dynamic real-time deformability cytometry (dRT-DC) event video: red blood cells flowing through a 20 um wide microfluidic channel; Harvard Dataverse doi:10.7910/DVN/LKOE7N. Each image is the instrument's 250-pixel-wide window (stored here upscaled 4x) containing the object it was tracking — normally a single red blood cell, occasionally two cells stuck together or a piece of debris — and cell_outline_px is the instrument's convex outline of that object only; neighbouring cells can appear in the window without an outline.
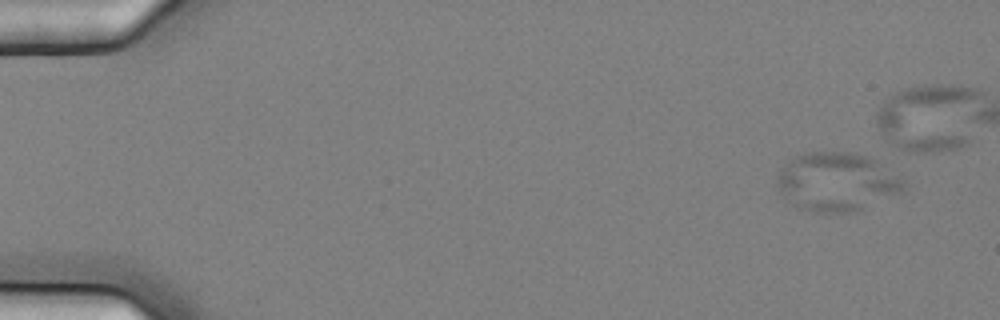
{"species": "common noctule bat (a hibernating species)", "species_latin": "Nyctalus noctula", "temperature_condition": "cold", "stored_images_in_passage": 44, "camera_frame_rate_fps": 3000, "um_per_image_px": 0.085, "animal": {"sex": "female", "body_mass_g": 25.1}, "frame": {"image": 1, "passage_image": 1, "time_ms": 0.0, "image_size_px": [1000, 320], "cell_outline_px": [[908, 184], [900, 192], [856, 212], [816, 212], [800, 208], [792, 204], [780, 192], [776, 180], [780, 168], [788, 160], [796, 156], [808, 152], [852, 152], [876, 160], [900, 176]], "centroid_in_image_um": [71.12, 15.45], "position_along_channel_um": 13.9, "area_um2": 43.18}}
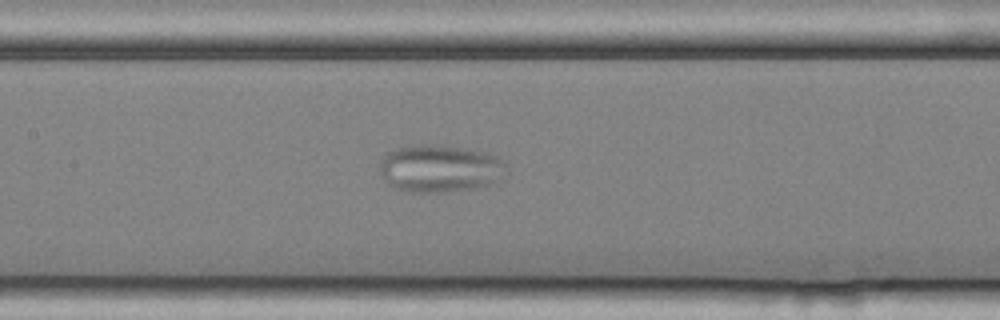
{"frame": {"image": 2, "passage_image": 25, "time_ms": 8.0, "image_size_px": [1000, 320], "cell_outline_px": [[508, 172], [496, 184], [444, 192], [412, 192], [392, 188], [380, 172], [380, 164], [384, 156], [388, 152], [400, 148], [424, 144], [432, 144], [460, 148], [484, 152], [500, 156], [508, 164]], "centroid_in_image_um": [37.48, 14.33], "position_along_channel_um": 169.9, "area_um2": 35.2}}
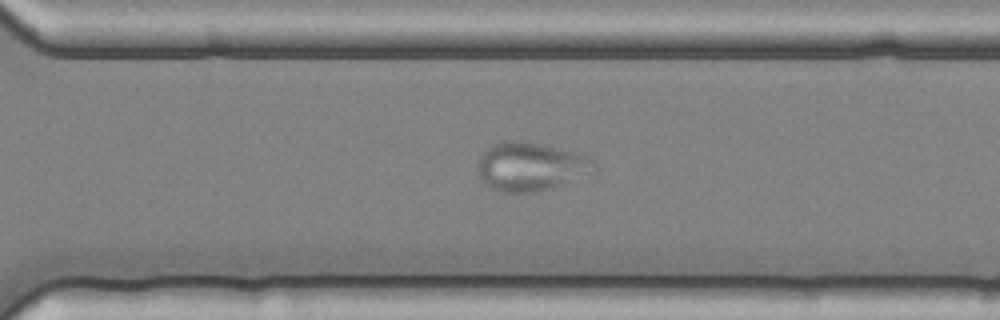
{"frame": {"image": 3, "passage_image": 38, "time_ms": 12.333, "image_size_px": [1000, 320], "cell_outline_px": [[596, 172], [536, 192], [500, 192], [488, 188], [484, 184], [476, 172], [476, 164], [480, 156], [492, 144], [504, 140], [520, 140], [544, 144], [592, 156], [596, 160]], "centroid_in_image_um": [45.09, 14.14], "position_along_channel_um": 325.5, "area_um2": 33.64}}